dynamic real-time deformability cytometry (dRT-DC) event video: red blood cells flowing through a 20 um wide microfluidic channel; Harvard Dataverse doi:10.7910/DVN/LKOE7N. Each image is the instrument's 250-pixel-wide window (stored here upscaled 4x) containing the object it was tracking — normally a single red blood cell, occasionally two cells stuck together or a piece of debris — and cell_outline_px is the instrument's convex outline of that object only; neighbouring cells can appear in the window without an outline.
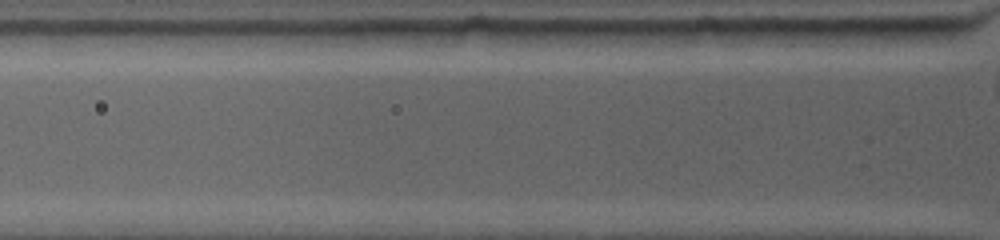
{"species": "common noctule bat (a hibernating species)", "species_latin": "Nyctalus noctula", "temperature_condition": "warm", "stored_images_in_passage": 2, "camera_frame_rate_fps": 4500, "um_per_image_px": 0.085, "animal": {"sex": "female", "body_mass_g": 19.0, "forearm_length_mm": 53.3}, "frame": {"image": 1, "passage_image": 2, "time_ms": 0.667, "image_size_px": [1000, 240], "cell_outline_px": [[960, 32], [936, 44], [856, 44], [848, 28], [956, 28]], "centroid_in_image_um": [76.63, 3.02], "position_along_channel_um": 49.2, "area_um2": 11.39}}